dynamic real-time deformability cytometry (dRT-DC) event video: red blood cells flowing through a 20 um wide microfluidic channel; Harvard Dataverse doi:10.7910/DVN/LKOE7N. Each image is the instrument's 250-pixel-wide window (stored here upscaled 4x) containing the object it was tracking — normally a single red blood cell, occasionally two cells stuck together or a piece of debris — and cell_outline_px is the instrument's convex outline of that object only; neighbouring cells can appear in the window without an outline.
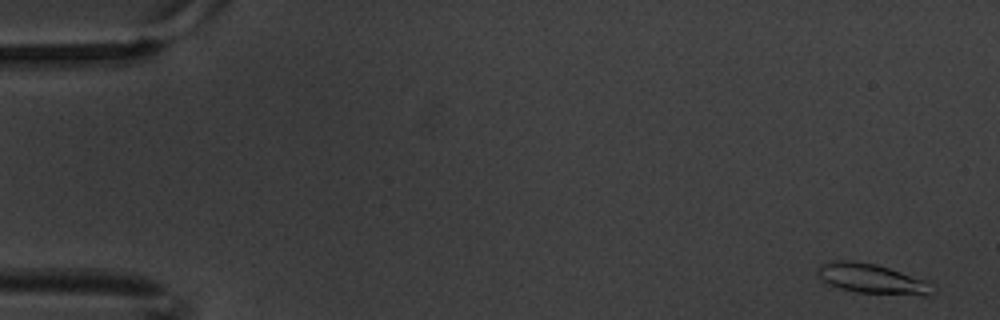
{"species": "common noctule bat (a hibernating species)", "species_latin": "Nyctalus noctula", "temperature_condition": "warm", "stored_images_in_passage": 4, "camera_frame_rate_fps": 3000, "um_per_image_px": 0.085, "animal": {"sex": "male", "body_mass_g": 20.1, "forearm_length_mm": 53.5}, "frame": {"image": 1, "passage_image": 4, "time_ms": 1.0, "image_size_px": [1000, 320], "cell_outline_px": [[936, 292], [932, 296], [924, 296], [856, 292], [840, 288], [824, 280], [820, 276], [816, 268], [820, 264], [832, 260], [848, 260], [876, 264], [928, 280], [936, 284]], "centroid_in_image_um": [74.26, 23.71], "position_along_channel_um": 10.7, "area_um2": 20.35}}